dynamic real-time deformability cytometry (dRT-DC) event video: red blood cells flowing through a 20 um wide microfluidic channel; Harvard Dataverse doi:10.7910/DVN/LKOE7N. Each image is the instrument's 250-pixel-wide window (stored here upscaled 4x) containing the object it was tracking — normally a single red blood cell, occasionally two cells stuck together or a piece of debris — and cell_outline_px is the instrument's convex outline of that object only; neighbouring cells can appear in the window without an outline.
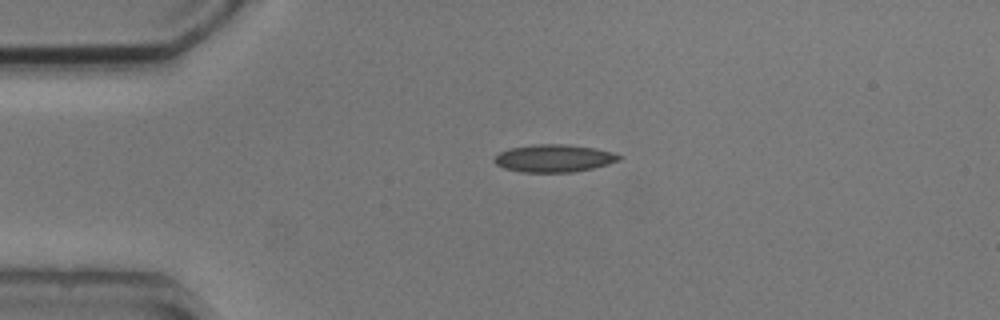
{"species": "common noctule bat (a hibernating species)", "species_latin": "Nyctalus noctula", "temperature_condition": "cold", "stored_images_in_passage": 3, "camera_frame_rate_fps": 3000, "um_per_image_px": 0.085, "animal": {"sex": "male", "body_mass_g": 20.5, "forearm_length_mm": 52.5}, "frame": {"image": 1, "passage_image": 1, "time_ms": 0.0, "image_size_px": [1000, 320], "cell_outline_px": [[624, 156], [620, 160], [608, 164], [592, 168], [572, 172], [520, 172], [504, 168], [496, 164], [492, 160], [500, 152], [508, 148], [536, 144], [568, 144], [596, 148], [612, 152]], "centroid_in_image_um": [47.09, 13.45], "position_along_channel_um": 37.9, "area_um2": 20.17}}